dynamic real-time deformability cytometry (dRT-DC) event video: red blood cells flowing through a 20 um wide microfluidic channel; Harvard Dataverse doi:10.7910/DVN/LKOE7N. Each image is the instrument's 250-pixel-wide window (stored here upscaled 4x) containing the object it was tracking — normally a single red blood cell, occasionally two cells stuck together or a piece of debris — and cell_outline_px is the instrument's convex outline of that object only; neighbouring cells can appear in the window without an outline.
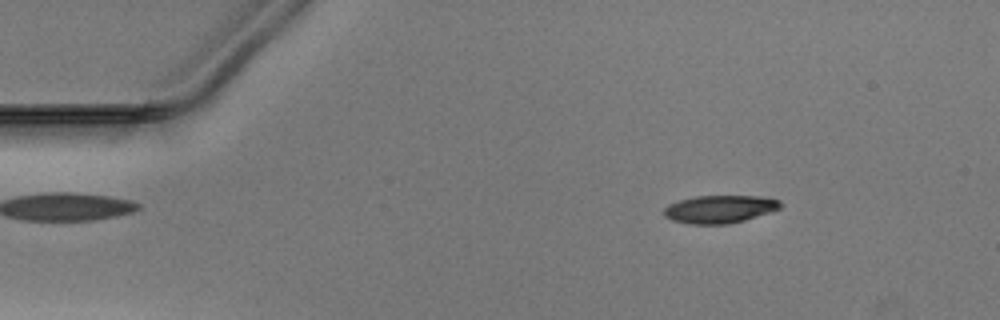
{"species": "Egyptian fruit bat (a non-hibernating species)", "species_latin": "Rousettus aegyptiacus", "temperature_condition": "warm", "stored_images_in_passage": 50, "camera_frame_rate_fps": 3000, "um_per_image_px": 0.085, "animal": {"sex": "male"}, "frame": {"image": 1, "passage_image": 7, "time_ms": 2.0, "image_size_px": [1000, 320], "cell_outline_px": [[784, 204], [780, 208], [744, 220], [728, 224], [688, 224], [672, 220], [664, 216], [664, 208], [668, 204], [680, 200], [696, 196], [760, 196], [780, 200]], "centroid_in_image_um": [61.16, 17.77], "position_along_channel_um": 23.8, "area_um2": 18.84}}
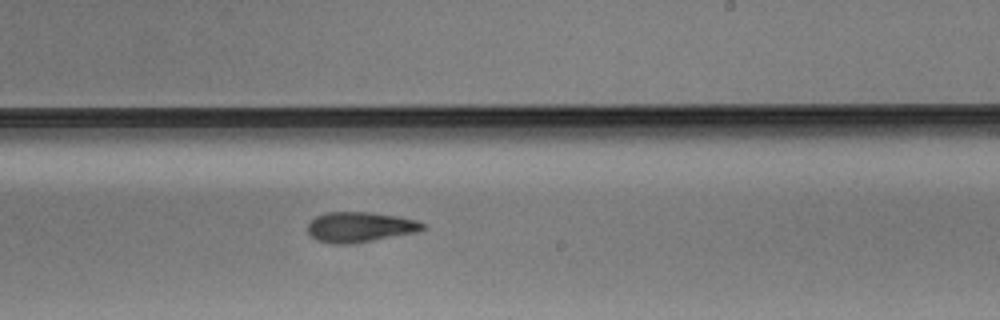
{"frame": {"image": 2, "passage_image": 30, "time_ms": 9.667, "image_size_px": [1000, 320], "cell_outline_px": [[424, 228], [420, 232], [352, 244], [336, 244], [316, 240], [308, 232], [308, 224], [316, 216], [328, 212], [368, 212], [400, 216], [416, 220], [424, 224]], "centroid_in_image_um": [30.63, 19.3], "position_along_channel_um": 258.4, "area_um2": 20.35}}
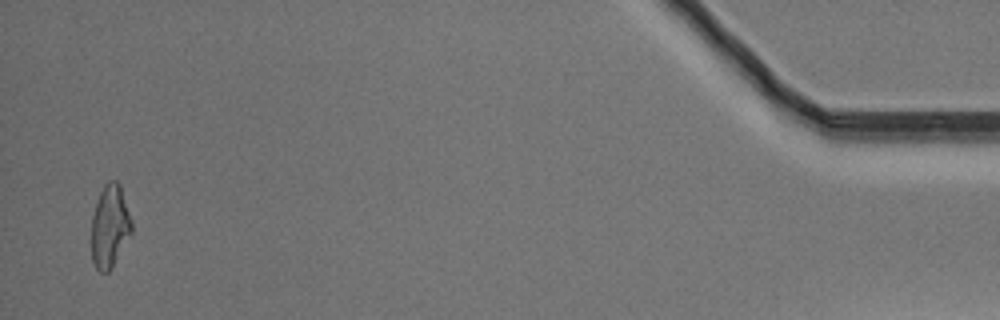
{"frame": {"image": 3, "passage_image": 49, "time_ms": 16.0, "image_size_px": [1000, 320], "cell_outline_px": [[132, 232], [112, 268], [108, 272], [100, 272], [96, 268], [92, 260], [92, 216], [100, 192], [104, 184], [108, 180], [116, 180], [120, 184], [132, 224]], "centroid_in_image_um": [9.33, 19.24], "position_along_channel_um": 425.9, "area_um2": 19.25}}